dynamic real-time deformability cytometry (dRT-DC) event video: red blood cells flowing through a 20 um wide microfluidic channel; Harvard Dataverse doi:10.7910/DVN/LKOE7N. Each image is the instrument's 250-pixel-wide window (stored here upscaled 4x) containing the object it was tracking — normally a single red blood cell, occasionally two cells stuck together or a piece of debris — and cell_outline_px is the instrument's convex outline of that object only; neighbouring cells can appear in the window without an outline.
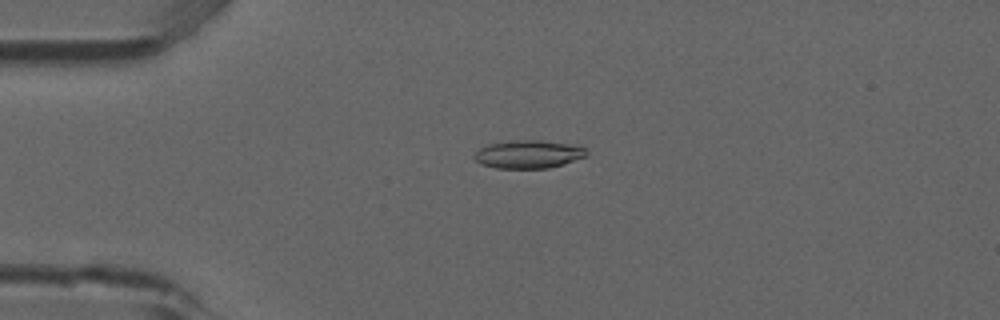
{"species": "common noctule bat (a hibernating species)", "species_latin": "Nyctalus noctula", "temperature_condition": "room temperature", "stored_images_in_passage": 30, "camera_frame_rate_fps": 3000, "um_per_image_px": 0.085, "animal": {"sex": "male", "forearm_length_mm": 52.5}, "frame": {"image": 1, "passage_image": 12, "time_ms": 3.667, "image_size_px": [1000, 320], "cell_outline_px": [[588, 152], [584, 156], [564, 164], [548, 168], [496, 168], [480, 164], [472, 156], [480, 148], [488, 144], [512, 140], [540, 140], [580, 144]], "centroid_in_image_um": [44.92, 13.09], "position_along_channel_um": 40.1, "area_um2": 18.55}}
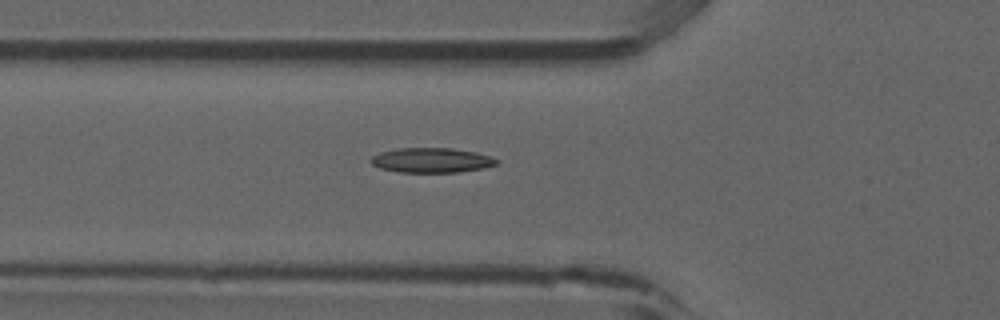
{"frame": {"image": 2, "passage_image": 18, "time_ms": 5.667, "image_size_px": [1000, 320], "cell_outline_px": [[500, 160], [496, 164], [484, 168], [456, 172], [396, 172], [380, 168], [372, 164], [372, 156], [380, 152], [400, 148], [452, 148], [476, 152], [492, 156]], "centroid_in_image_um": [36.71, 13.62], "position_along_channel_um": 89.1, "area_um2": 18.15}}
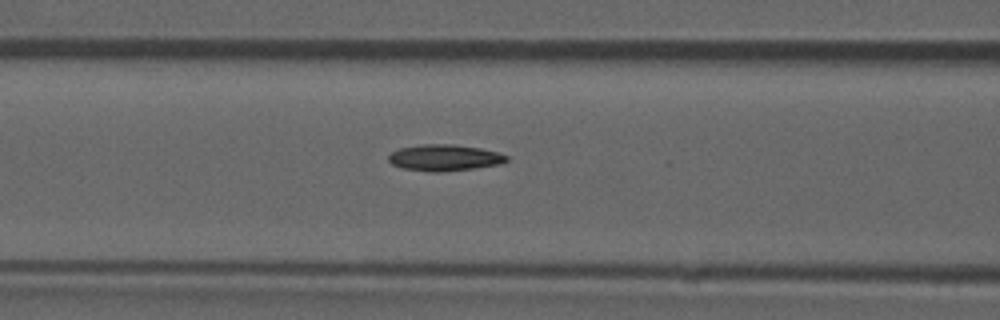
{"frame": {"image": 3, "passage_image": 21, "time_ms": 6.667, "image_size_px": [1000, 320], "cell_outline_px": [[508, 160], [500, 164], [476, 168], [436, 172], [428, 172], [400, 168], [392, 164], [388, 160], [388, 156], [392, 152], [400, 148], [420, 144], [452, 144], [480, 148], [496, 152], [508, 156]], "centroid_in_image_um": [37.75, 13.41], "position_along_channel_um": 128.9, "area_um2": 18.15}}